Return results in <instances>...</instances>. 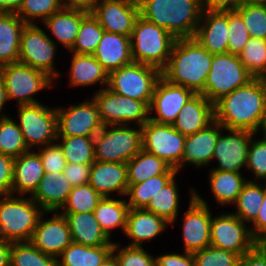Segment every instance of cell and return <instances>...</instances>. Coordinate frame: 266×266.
I'll return each instance as SVG.
<instances>
[{"label":"cell","mask_w":266,"mask_h":266,"mask_svg":"<svg viewBox=\"0 0 266 266\" xmlns=\"http://www.w3.org/2000/svg\"><path fill=\"white\" fill-rule=\"evenodd\" d=\"M215 121L226 130L255 133L266 115V86L254 77L214 104Z\"/></svg>","instance_id":"cell-1"},{"label":"cell","mask_w":266,"mask_h":266,"mask_svg":"<svg viewBox=\"0 0 266 266\" xmlns=\"http://www.w3.org/2000/svg\"><path fill=\"white\" fill-rule=\"evenodd\" d=\"M212 59L213 54L194 38L176 39L162 76L173 84L200 94L204 90Z\"/></svg>","instance_id":"cell-2"},{"label":"cell","mask_w":266,"mask_h":266,"mask_svg":"<svg viewBox=\"0 0 266 266\" xmlns=\"http://www.w3.org/2000/svg\"><path fill=\"white\" fill-rule=\"evenodd\" d=\"M140 16L166 29L174 38H193L200 23V0H137Z\"/></svg>","instance_id":"cell-3"},{"label":"cell","mask_w":266,"mask_h":266,"mask_svg":"<svg viewBox=\"0 0 266 266\" xmlns=\"http://www.w3.org/2000/svg\"><path fill=\"white\" fill-rule=\"evenodd\" d=\"M130 38L133 62L151 65L161 71L167 66L176 38L166 29L139 16Z\"/></svg>","instance_id":"cell-4"},{"label":"cell","mask_w":266,"mask_h":266,"mask_svg":"<svg viewBox=\"0 0 266 266\" xmlns=\"http://www.w3.org/2000/svg\"><path fill=\"white\" fill-rule=\"evenodd\" d=\"M43 213L31 197L4 196L0 199V238L10 243L30 242Z\"/></svg>","instance_id":"cell-5"},{"label":"cell","mask_w":266,"mask_h":266,"mask_svg":"<svg viewBox=\"0 0 266 266\" xmlns=\"http://www.w3.org/2000/svg\"><path fill=\"white\" fill-rule=\"evenodd\" d=\"M162 71L154 66L132 62L113 70L108 76V86L112 92L144 102L148 107L157 81Z\"/></svg>","instance_id":"cell-6"},{"label":"cell","mask_w":266,"mask_h":266,"mask_svg":"<svg viewBox=\"0 0 266 266\" xmlns=\"http://www.w3.org/2000/svg\"><path fill=\"white\" fill-rule=\"evenodd\" d=\"M138 128L131 129L128 125L104 126L94 137L95 161L125 164L130 161L142 149V129Z\"/></svg>","instance_id":"cell-7"},{"label":"cell","mask_w":266,"mask_h":266,"mask_svg":"<svg viewBox=\"0 0 266 266\" xmlns=\"http://www.w3.org/2000/svg\"><path fill=\"white\" fill-rule=\"evenodd\" d=\"M253 78L254 76L244 67L238 55L215 54L204 90L200 94L215 104L223 96L246 85Z\"/></svg>","instance_id":"cell-8"},{"label":"cell","mask_w":266,"mask_h":266,"mask_svg":"<svg viewBox=\"0 0 266 266\" xmlns=\"http://www.w3.org/2000/svg\"><path fill=\"white\" fill-rule=\"evenodd\" d=\"M92 98L104 126L129 125L136 121L141 127L149 120V107L144 102L112 92L107 87L97 91Z\"/></svg>","instance_id":"cell-9"},{"label":"cell","mask_w":266,"mask_h":266,"mask_svg":"<svg viewBox=\"0 0 266 266\" xmlns=\"http://www.w3.org/2000/svg\"><path fill=\"white\" fill-rule=\"evenodd\" d=\"M8 100L16 99L18 105L39 103L34 97L36 92L51 87L53 80L46 73L20 62L0 67Z\"/></svg>","instance_id":"cell-10"},{"label":"cell","mask_w":266,"mask_h":266,"mask_svg":"<svg viewBox=\"0 0 266 266\" xmlns=\"http://www.w3.org/2000/svg\"><path fill=\"white\" fill-rule=\"evenodd\" d=\"M19 128L29 150L57 141V112L41 103L18 105Z\"/></svg>","instance_id":"cell-11"},{"label":"cell","mask_w":266,"mask_h":266,"mask_svg":"<svg viewBox=\"0 0 266 266\" xmlns=\"http://www.w3.org/2000/svg\"><path fill=\"white\" fill-rule=\"evenodd\" d=\"M142 129V149L164 160L172 168L179 170L182 163L186 136L173 125L159 124L148 120Z\"/></svg>","instance_id":"cell-12"},{"label":"cell","mask_w":266,"mask_h":266,"mask_svg":"<svg viewBox=\"0 0 266 266\" xmlns=\"http://www.w3.org/2000/svg\"><path fill=\"white\" fill-rule=\"evenodd\" d=\"M55 43L37 24H26L20 37L18 62L41 70L52 79L59 77L53 65Z\"/></svg>","instance_id":"cell-13"},{"label":"cell","mask_w":266,"mask_h":266,"mask_svg":"<svg viewBox=\"0 0 266 266\" xmlns=\"http://www.w3.org/2000/svg\"><path fill=\"white\" fill-rule=\"evenodd\" d=\"M259 242L250 228L236 215L222 214L211 219L210 245L238 254L252 251Z\"/></svg>","instance_id":"cell-14"},{"label":"cell","mask_w":266,"mask_h":266,"mask_svg":"<svg viewBox=\"0 0 266 266\" xmlns=\"http://www.w3.org/2000/svg\"><path fill=\"white\" fill-rule=\"evenodd\" d=\"M65 108H56L57 137H95L104 127L93 99Z\"/></svg>","instance_id":"cell-15"},{"label":"cell","mask_w":266,"mask_h":266,"mask_svg":"<svg viewBox=\"0 0 266 266\" xmlns=\"http://www.w3.org/2000/svg\"><path fill=\"white\" fill-rule=\"evenodd\" d=\"M189 208L184 213L183 239L184 251L195 252L210 246L212 214L207 202L193 189Z\"/></svg>","instance_id":"cell-16"},{"label":"cell","mask_w":266,"mask_h":266,"mask_svg":"<svg viewBox=\"0 0 266 266\" xmlns=\"http://www.w3.org/2000/svg\"><path fill=\"white\" fill-rule=\"evenodd\" d=\"M195 94L193 90L173 84L161 76L156 83L149 106V113L154 110L157 117L149 116V119L159 124L172 125L176 121L181 108Z\"/></svg>","instance_id":"cell-17"},{"label":"cell","mask_w":266,"mask_h":266,"mask_svg":"<svg viewBox=\"0 0 266 266\" xmlns=\"http://www.w3.org/2000/svg\"><path fill=\"white\" fill-rule=\"evenodd\" d=\"M91 13L104 31L130 37L140 16L137 0H99Z\"/></svg>","instance_id":"cell-18"},{"label":"cell","mask_w":266,"mask_h":266,"mask_svg":"<svg viewBox=\"0 0 266 266\" xmlns=\"http://www.w3.org/2000/svg\"><path fill=\"white\" fill-rule=\"evenodd\" d=\"M227 136L221 133L216 142L213 159L219 166L216 170L226 172H240V169L247 166L248 151L251 139L255 133L245 130H227Z\"/></svg>","instance_id":"cell-19"},{"label":"cell","mask_w":266,"mask_h":266,"mask_svg":"<svg viewBox=\"0 0 266 266\" xmlns=\"http://www.w3.org/2000/svg\"><path fill=\"white\" fill-rule=\"evenodd\" d=\"M39 218L30 243L42 253L59 258L60 254L73 242L66 218L55 214L50 219Z\"/></svg>","instance_id":"cell-20"},{"label":"cell","mask_w":266,"mask_h":266,"mask_svg":"<svg viewBox=\"0 0 266 266\" xmlns=\"http://www.w3.org/2000/svg\"><path fill=\"white\" fill-rule=\"evenodd\" d=\"M228 30V11H202L193 38L213 55L228 53Z\"/></svg>","instance_id":"cell-21"},{"label":"cell","mask_w":266,"mask_h":266,"mask_svg":"<svg viewBox=\"0 0 266 266\" xmlns=\"http://www.w3.org/2000/svg\"><path fill=\"white\" fill-rule=\"evenodd\" d=\"M223 128L220 123L214 121L207 128L187 135L179 169L185 165L184 163L194 164L197 167L208 165L213 160L216 142Z\"/></svg>","instance_id":"cell-22"},{"label":"cell","mask_w":266,"mask_h":266,"mask_svg":"<svg viewBox=\"0 0 266 266\" xmlns=\"http://www.w3.org/2000/svg\"><path fill=\"white\" fill-rule=\"evenodd\" d=\"M215 121L214 104L202 94H195L180 110L173 127L182 135H191Z\"/></svg>","instance_id":"cell-23"},{"label":"cell","mask_w":266,"mask_h":266,"mask_svg":"<svg viewBox=\"0 0 266 266\" xmlns=\"http://www.w3.org/2000/svg\"><path fill=\"white\" fill-rule=\"evenodd\" d=\"M127 165L120 162H100L92 164L89 184L102 197H110L112 192L126 195L128 190Z\"/></svg>","instance_id":"cell-24"},{"label":"cell","mask_w":266,"mask_h":266,"mask_svg":"<svg viewBox=\"0 0 266 266\" xmlns=\"http://www.w3.org/2000/svg\"><path fill=\"white\" fill-rule=\"evenodd\" d=\"M93 56L108 73L131 64L130 36L104 31Z\"/></svg>","instance_id":"cell-25"},{"label":"cell","mask_w":266,"mask_h":266,"mask_svg":"<svg viewBox=\"0 0 266 266\" xmlns=\"http://www.w3.org/2000/svg\"><path fill=\"white\" fill-rule=\"evenodd\" d=\"M44 168L41 158L36 151H28L14 158L12 194L19 193L31 196L37 190L44 176Z\"/></svg>","instance_id":"cell-26"},{"label":"cell","mask_w":266,"mask_h":266,"mask_svg":"<svg viewBox=\"0 0 266 266\" xmlns=\"http://www.w3.org/2000/svg\"><path fill=\"white\" fill-rule=\"evenodd\" d=\"M71 190L72 186L63 171L44 173L37 190L31 198L46 213L57 212L66 202Z\"/></svg>","instance_id":"cell-27"},{"label":"cell","mask_w":266,"mask_h":266,"mask_svg":"<svg viewBox=\"0 0 266 266\" xmlns=\"http://www.w3.org/2000/svg\"><path fill=\"white\" fill-rule=\"evenodd\" d=\"M169 224L164 218L155 215L151 211L130 208L124 232L132 239L128 246L141 247L144 241H149L158 236Z\"/></svg>","instance_id":"cell-28"},{"label":"cell","mask_w":266,"mask_h":266,"mask_svg":"<svg viewBox=\"0 0 266 266\" xmlns=\"http://www.w3.org/2000/svg\"><path fill=\"white\" fill-rule=\"evenodd\" d=\"M67 220L72 241L89 247L113 246L92 213H61Z\"/></svg>","instance_id":"cell-29"},{"label":"cell","mask_w":266,"mask_h":266,"mask_svg":"<svg viewBox=\"0 0 266 266\" xmlns=\"http://www.w3.org/2000/svg\"><path fill=\"white\" fill-rule=\"evenodd\" d=\"M25 25L16 13L0 12V67L19 61L20 37Z\"/></svg>","instance_id":"cell-30"},{"label":"cell","mask_w":266,"mask_h":266,"mask_svg":"<svg viewBox=\"0 0 266 266\" xmlns=\"http://www.w3.org/2000/svg\"><path fill=\"white\" fill-rule=\"evenodd\" d=\"M87 13L83 10L62 8L46 18L43 24L62 45L71 50L78 35L81 19Z\"/></svg>","instance_id":"cell-31"},{"label":"cell","mask_w":266,"mask_h":266,"mask_svg":"<svg viewBox=\"0 0 266 266\" xmlns=\"http://www.w3.org/2000/svg\"><path fill=\"white\" fill-rule=\"evenodd\" d=\"M126 165L128 185L144 182L157 175L178 173L164 160L144 149H141Z\"/></svg>","instance_id":"cell-32"},{"label":"cell","mask_w":266,"mask_h":266,"mask_svg":"<svg viewBox=\"0 0 266 266\" xmlns=\"http://www.w3.org/2000/svg\"><path fill=\"white\" fill-rule=\"evenodd\" d=\"M70 66V85L87 86L101 82L102 87L108 86L109 73L93 55L72 54Z\"/></svg>","instance_id":"cell-33"},{"label":"cell","mask_w":266,"mask_h":266,"mask_svg":"<svg viewBox=\"0 0 266 266\" xmlns=\"http://www.w3.org/2000/svg\"><path fill=\"white\" fill-rule=\"evenodd\" d=\"M130 207L126 200L103 197L93 211L102 231L110 239L111 230L120 227L125 232Z\"/></svg>","instance_id":"cell-34"},{"label":"cell","mask_w":266,"mask_h":266,"mask_svg":"<svg viewBox=\"0 0 266 266\" xmlns=\"http://www.w3.org/2000/svg\"><path fill=\"white\" fill-rule=\"evenodd\" d=\"M210 171L209 180L215 200L220 205L235 203L248 180L242 177L241 172H226L216 169Z\"/></svg>","instance_id":"cell-35"},{"label":"cell","mask_w":266,"mask_h":266,"mask_svg":"<svg viewBox=\"0 0 266 266\" xmlns=\"http://www.w3.org/2000/svg\"><path fill=\"white\" fill-rule=\"evenodd\" d=\"M113 246L89 247L72 242L57 259L58 266H99ZM61 260V261H60Z\"/></svg>","instance_id":"cell-36"},{"label":"cell","mask_w":266,"mask_h":266,"mask_svg":"<svg viewBox=\"0 0 266 266\" xmlns=\"http://www.w3.org/2000/svg\"><path fill=\"white\" fill-rule=\"evenodd\" d=\"M255 181L248 180L235 201L237 211L232 213L243 222H253L262 207L265 184L262 186Z\"/></svg>","instance_id":"cell-37"},{"label":"cell","mask_w":266,"mask_h":266,"mask_svg":"<svg viewBox=\"0 0 266 266\" xmlns=\"http://www.w3.org/2000/svg\"><path fill=\"white\" fill-rule=\"evenodd\" d=\"M176 174H163L149 178L148 180L128 185L126 195H130L128 206L133 209H145L152 198L163 189Z\"/></svg>","instance_id":"cell-38"},{"label":"cell","mask_w":266,"mask_h":266,"mask_svg":"<svg viewBox=\"0 0 266 266\" xmlns=\"http://www.w3.org/2000/svg\"><path fill=\"white\" fill-rule=\"evenodd\" d=\"M103 33L104 29L99 24L98 19L91 12H88L81 19L78 35L70 52L93 55Z\"/></svg>","instance_id":"cell-39"},{"label":"cell","mask_w":266,"mask_h":266,"mask_svg":"<svg viewBox=\"0 0 266 266\" xmlns=\"http://www.w3.org/2000/svg\"><path fill=\"white\" fill-rule=\"evenodd\" d=\"M179 194L175 177L161 189L145 208L173 224L178 214Z\"/></svg>","instance_id":"cell-40"},{"label":"cell","mask_w":266,"mask_h":266,"mask_svg":"<svg viewBox=\"0 0 266 266\" xmlns=\"http://www.w3.org/2000/svg\"><path fill=\"white\" fill-rule=\"evenodd\" d=\"M60 138L62 142L59 146L67 163L92 165L95 162L94 137H57V140Z\"/></svg>","instance_id":"cell-41"},{"label":"cell","mask_w":266,"mask_h":266,"mask_svg":"<svg viewBox=\"0 0 266 266\" xmlns=\"http://www.w3.org/2000/svg\"><path fill=\"white\" fill-rule=\"evenodd\" d=\"M57 258L44 254L30 242L10 243V266H58Z\"/></svg>","instance_id":"cell-42"},{"label":"cell","mask_w":266,"mask_h":266,"mask_svg":"<svg viewBox=\"0 0 266 266\" xmlns=\"http://www.w3.org/2000/svg\"><path fill=\"white\" fill-rule=\"evenodd\" d=\"M28 151L17 122L9 116L0 118V153L17 158Z\"/></svg>","instance_id":"cell-43"},{"label":"cell","mask_w":266,"mask_h":266,"mask_svg":"<svg viewBox=\"0 0 266 266\" xmlns=\"http://www.w3.org/2000/svg\"><path fill=\"white\" fill-rule=\"evenodd\" d=\"M103 197L88 183L72 190L62 206V213H92Z\"/></svg>","instance_id":"cell-44"},{"label":"cell","mask_w":266,"mask_h":266,"mask_svg":"<svg viewBox=\"0 0 266 266\" xmlns=\"http://www.w3.org/2000/svg\"><path fill=\"white\" fill-rule=\"evenodd\" d=\"M238 57L254 77H259L266 69V40L250 38Z\"/></svg>","instance_id":"cell-45"},{"label":"cell","mask_w":266,"mask_h":266,"mask_svg":"<svg viewBox=\"0 0 266 266\" xmlns=\"http://www.w3.org/2000/svg\"><path fill=\"white\" fill-rule=\"evenodd\" d=\"M251 38L266 40V5L242 2L236 9Z\"/></svg>","instance_id":"cell-46"},{"label":"cell","mask_w":266,"mask_h":266,"mask_svg":"<svg viewBox=\"0 0 266 266\" xmlns=\"http://www.w3.org/2000/svg\"><path fill=\"white\" fill-rule=\"evenodd\" d=\"M62 8L61 0H23L22 7L16 14L26 24H34L31 19L41 17V21H44Z\"/></svg>","instance_id":"cell-47"},{"label":"cell","mask_w":266,"mask_h":266,"mask_svg":"<svg viewBox=\"0 0 266 266\" xmlns=\"http://www.w3.org/2000/svg\"><path fill=\"white\" fill-rule=\"evenodd\" d=\"M195 266H238L240 256L236 253L208 246L192 253Z\"/></svg>","instance_id":"cell-48"},{"label":"cell","mask_w":266,"mask_h":266,"mask_svg":"<svg viewBox=\"0 0 266 266\" xmlns=\"http://www.w3.org/2000/svg\"><path fill=\"white\" fill-rule=\"evenodd\" d=\"M228 28V53L239 55L251 37L236 10L228 11Z\"/></svg>","instance_id":"cell-49"},{"label":"cell","mask_w":266,"mask_h":266,"mask_svg":"<svg viewBox=\"0 0 266 266\" xmlns=\"http://www.w3.org/2000/svg\"><path fill=\"white\" fill-rule=\"evenodd\" d=\"M118 245L119 244L114 243L112 248L118 266H156L155 258L142 247L126 245L124 248L120 249Z\"/></svg>","instance_id":"cell-50"},{"label":"cell","mask_w":266,"mask_h":266,"mask_svg":"<svg viewBox=\"0 0 266 266\" xmlns=\"http://www.w3.org/2000/svg\"><path fill=\"white\" fill-rule=\"evenodd\" d=\"M256 178L265 180L266 183V141L263 139L252 140L248 151L247 166Z\"/></svg>","instance_id":"cell-51"},{"label":"cell","mask_w":266,"mask_h":266,"mask_svg":"<svg viewBox=\"0 0 266 266\" xmlns=\"http://www.w3.org/2000/svg\"><path fill=\"white\" fill-rule=\"evenodd\" d=\"M38 152L45 173H57L62 172L66 167V158L63 155L62 149L58 144V140L55 143L40 147Z\"/></svg>","instance_id":"cell-52"},{"label":"cell","mask_w":266,"mask_h":266,"mask_svg":"<svg viewBox=\"0 0 266 266\" xmlns=\"http://www.w3.org/2000/svg\"><path fill=\"white\" fill-rule=\"evenodd\" d=\"M91 167L92 165L67 163L63 173L72 187H78L89 183Z\"/></svg>","instance_id":"cell-53"},{"label":"cell","mask_w":266,"mask_h":266,"mask_svg":"<svg viewBox=\"0 0 266 266\" xmlns=\"http://www.w3.org/2000/svg\"><path fill=\"white\" fill-rule=\"evenodd\" d=\"M14 158L0 153V197L12 194Z\"/></svg>","instance_id":"cell-54"},{"label":"cell","mask_w":266,"mask_h":266,"mask_svg":"<svg viewBox=\"0 0 266 266\" xmlns=\"http://www.w3.org/2000/svg\"><path fill=\"white\" fill-rule=\"evenodd\" d=\"M182 254H166L155 258L156 266H195V259L191 252Z\"/></svg>","instance_id":"cell-55"},{"label":"cell","mask_w":266,"mask_h":266,"mask_svg":"<svg viewBox=\"0 0 266 266\" xmlns=\"http://www.w3.org/2000/svg\"><path fill=\"white\" fill-rule=\"evenodd\" d=\"M238 266H266V248L259 243L239 258Z\"/></svg>","instance_id":"cell-56"},{"label":"cell","mask_w":266,"mask_h":266,"mask_svg":"<svg viewBox=\"0 0 266 266\" xmlns=\"http://www.w3.org/2000/svg\"><path fill=\"white\" fill-rule=\"evenodd\" d=\"M242 3V0H200L202 11L227 12L234 11Z\"/></svg>","instance_id":"cell-57"},{"label":"cell","mask_w":266,"mask_h":266,"mask_svg":"<svg viewBox=\"0 0 266 266\" xmlns=\"http://www.w3.org/2000/svg\"><path fill=\"white\" fill-rule=\"evenodd\" d=\"M253 228H250L253 237L261 243L266 238V184L262 207L256 219L252 222Z\"/></svg>","instance_id":"cell-58"},{"label":"cell","mask_w":266,"mask_h":266,"mask_svg":"<svg viewBox=\"0 0 266 266\" xmlns=\"http://www.w3.org/2000/svg\"><path fill=\"white\" fill-rule=\"evenodd\" d=\"M66 1V2H65ZM61 0L63 8L92 12L99 0Z\"/></svg>","instance_id":"cell-59"},{"label":"cell","mask_w":266,"mask_h":266,"mask_svg":"<svg viewBox=\"0 0 266 266\" xmlns=\"http://www.w3.org/2000/svg\"><path fill=\"white\" fill-rule=\"evenodd\" d=\"M22 4L23 0H0V12L17 13Z\"/></svg>","instance_id":"cell-60"},{"label":"cell","mask_w":266,"mask_h":266,"mask_svg":"<svg viewBox=\"0 0 266 266\" xmlns=\"http://www.w3.org/2000/svg\"><path fill=\"white\" fill-rule=\"evenodd\" d=\"M0 266H10V242L0 238Z\"/></svg>","instance_id":"cell-61"},{"label":"cell","mask_w":266,"mask_h":266,"mask_svg":"<svg viewBox=\"0 0 266 266\" xmlns=\"http://www.w3.org/2000/svg\"><path fill=\"white\" fill-rule=\"evenodd\" d=\"M7 100H8L7 91H6V88L4 85V80H3L2 74L0 72V113L2 112L1 110L3 109V106ZM2 117H6V115L1 113L0 118H2Z\"/></svg>","instance_id":"cell-62"},{"label":"cell","mask_w":266,"mask_h":266,"mask_svg":"<svg viewBox=\"0 0 266 266\" xmlns=\"http://www.w3.org/2000/svg\"><path fill=\"white\" fill-rule=\"evenodd\" d=\"M99 266H118L117 260L113 252H111Z\"/></svg>","instance_id":"cell-63"},{"label":"cell","mask_w":266,"mask_h":266,"mask_svg":"<svg viewBox=\"0 0 266 266\" xmlns=\"http://www.w3.org/2000/svg\"><path fill=\"white\" fill-rule=\"evenodd\" d=\"M260 127H261V128H260ZM260 129L263 130V131H262V132H264V133H263V135H264L263 140L266 141V115H265V117L261 120V122L259 123V126H258L257 131L255 132V134H257V133L259 132Z\"/></svg>","instance_id":"cell-64"},{"label":"cell","mask_w":266,"mask_h":266,"mask_svg":"<svg viewBox=\"0 0 266 266\" xmlns=\"http://www.w3.org/2000/svg\"><path fill=\"white\" fill-rule=\"evenodd\" d=\"M244 3L266 5V0H242Z\"/></svg>","instance_id":"cell-65"},{"label":"cell","mask_w":266,"mask_h":266,"mask_svg":"<svg viewBox=\"0 0 266 266\" xmlns=\"http://www.w3.org/2000/svg\"><path fill=\"white\" fill-rule=\"evenodd\" d=\"M258 79L266 86V69L262 72Z\"/></svg>","instance_id":"cell-66"},{"label":"cell","mask_w":266,"mask_h":266,"mask_svg":"<svg viewBox=\"0 0 266 266\" xmlns=\"http://www.w3.org/2000/svg\"><path fill=\"white\" fill-rule=\"evenodd\" d=\"M260 244L266 248V238Z\"/></svg>","instance_id":"cell-67"}]
</instances>
